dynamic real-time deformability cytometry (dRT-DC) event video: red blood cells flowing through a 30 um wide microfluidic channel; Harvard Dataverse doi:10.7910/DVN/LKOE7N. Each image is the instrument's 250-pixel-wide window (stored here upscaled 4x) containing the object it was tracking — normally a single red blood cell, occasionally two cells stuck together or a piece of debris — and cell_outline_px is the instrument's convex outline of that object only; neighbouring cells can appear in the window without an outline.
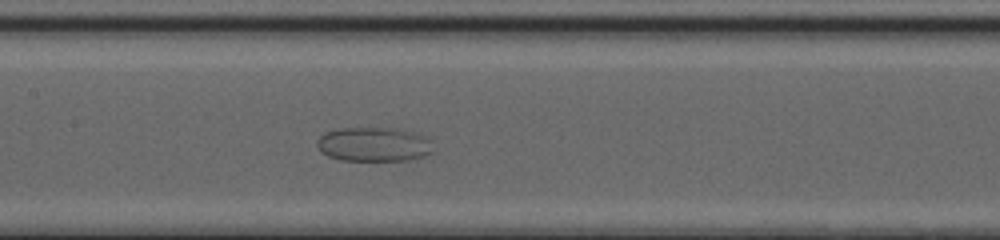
{"species": "common noctule bat (a hibernating species)", "species_latin": "Nyctalus noctula", "temperature_condition": "cold", "stored_images_in_passage": 39, "camera_frame_rate_fps": 3000, "um_per_image_px": 0.085, "animal": {"sex": "female", "body_mass_g": 20.0, "forearm_length_mm": 54.0}, "frame": {"image": 1, "passage_image": 22, "time_ms": 7.0, "image_size_px": [1000, 240], "cell_outline_px": [[432, 152], [424, 156], [404, 160], [340, 160], [328, 156], [320, 152], [316, 144], [316, 140], [324, 132], [340, 128], [404, 128], [424, 136], [432, 140]], "centroid_in_image_um": [31.76, 12.25], "position_along_channel_um": 175.6, "area_um2": 23.47}}
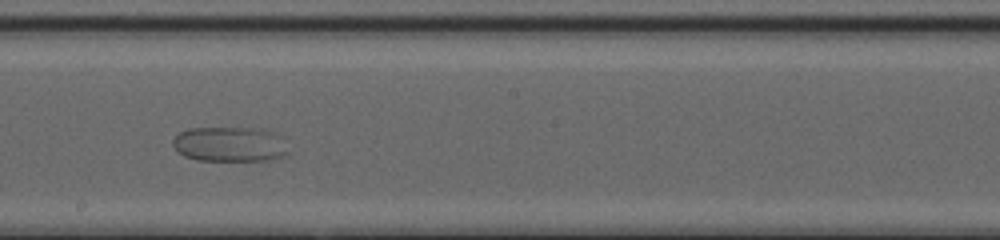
{"frame": {"image": 2, "passage_image": 26, "time_ms": 8.333, "image_size_px": [1000, 240], "cell_outline_px": [[288, 152], [280, 156], [268, 160], [196, 160], [184, 156], [176, 152], [172, 144], [172, 140], [180, 132], [188, 128], [264, 128], [280, 132], [284, 136]], "centroid_in_image_um": [19.56, 12.24], "position_along_channel_um": 228.6, "area_um2": 23.99}}
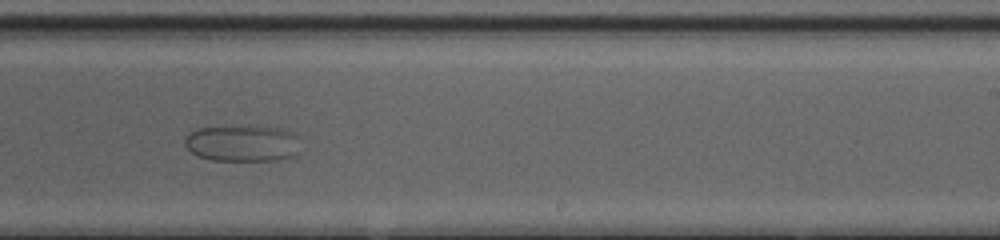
{"frame": {"image": 3, "passage_image": 29, "time_ms": 9.333, "image_size_px": [1000, 240], "cell_outline_px": [[300, 152], [296, 156], [280, 160], [212, 160], [196, 156], [184, 144], [184, 140], [196, 128], [232, 124], [248, 124], [280, 128], [292, 132], [300, 136]], "centroid_in_image_um": [20.67, 12.14], "position_along_channel_um": 268.3, "area_um2": 25.72}}